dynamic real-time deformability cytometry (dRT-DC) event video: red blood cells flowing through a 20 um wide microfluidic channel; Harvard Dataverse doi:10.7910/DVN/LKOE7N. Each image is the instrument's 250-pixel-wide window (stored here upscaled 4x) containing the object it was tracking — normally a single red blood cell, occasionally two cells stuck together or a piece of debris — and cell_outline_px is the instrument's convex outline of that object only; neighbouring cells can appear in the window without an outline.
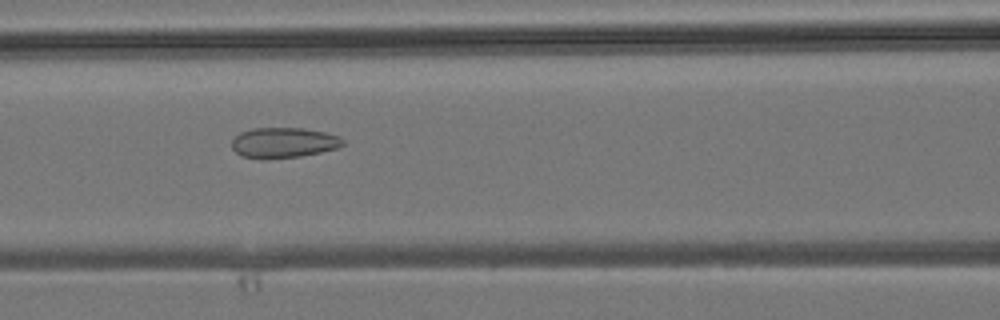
{"species": "common noctule bat (a hibernating species)", "species_latin": "Nyctalus noctula", "temperature_condition": "room temperature", "stored_images_in_passage": 6, "camera_frame_rate_fps": 3000, "um_per_image_px": 0.085, "animal": {"sex": "male", "body_mass_g": 19.2, "forearm_length_mm": 51.8}, "frame": {"image": 1, "passage_image": 6, "time_ms": 6.0, "image_size_px": [1000, 320], "cell_outline_px": [[344, 144], [336, 148], [320, 152], [300, 156], [240, 156], [232, 148], [232, 140], [240, 132], [252, 128], [304, 128], [324, 132], [340, 136], [344, 140]], "centroid_in_image_um": [24.14, 12.08], "position_along_channel_um": 142.5, "area_um2": 18.96}}